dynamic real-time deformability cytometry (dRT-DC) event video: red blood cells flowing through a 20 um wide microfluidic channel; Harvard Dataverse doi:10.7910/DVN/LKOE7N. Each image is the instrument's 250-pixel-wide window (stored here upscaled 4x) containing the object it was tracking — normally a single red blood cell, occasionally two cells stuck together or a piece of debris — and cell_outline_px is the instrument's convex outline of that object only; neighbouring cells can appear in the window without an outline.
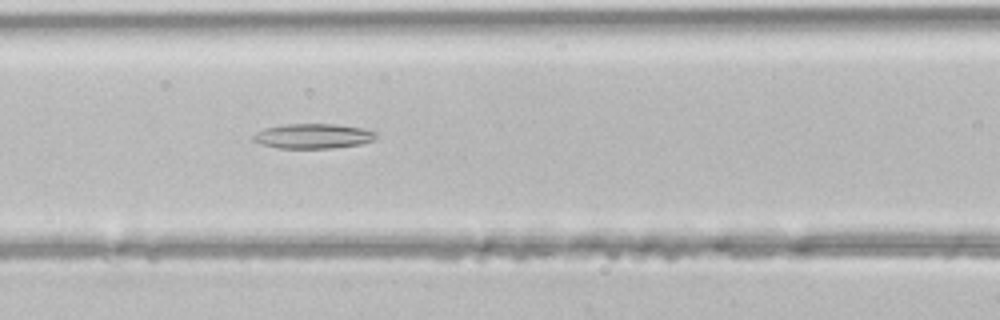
{"species": "common noctule bat (a hibernating species)", "species_latin": "Nyctalus noctula", "temperature_condition": "room temperature", "stored_images_in_passage": 35, "camera_frame_rate_fps": 3000, "um_per_image_px": 0.085, "animal": {"sex": "male", "body_mass_g": 21.5, "forearm_length_mm": 52.0}, "frame": {"image": 1, "passage_image": 8, "time_ms": 2.333, "image_size_px": [1000, 320], "cell_outline_px": [[376, 136], [372, 140], [360, 144], [332, 148], [280, 148], [260, 144], [252, 140], [252, 136], [264, 128], [284, 124], [336, 124], [364, 128], [376, 132]], "centroid_in_image_um": [26.6, 11.56], "position_along_channel_um": 140.0, "area_um2": 17.74}}
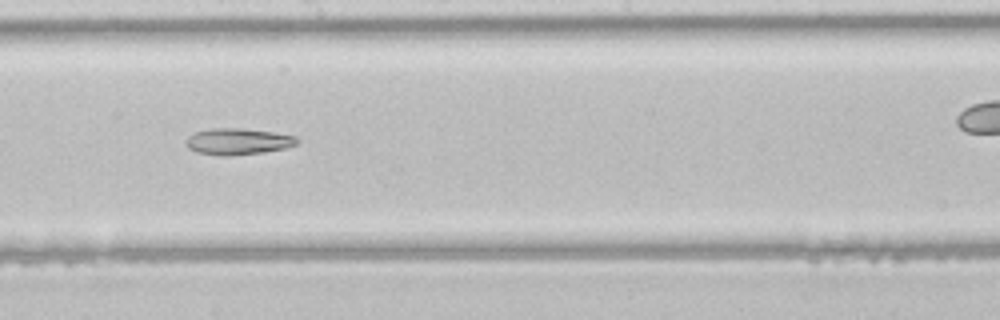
{"frame": {"image": 2, "passage_image": 14, "time_ms": 4.333, "image_size_px": [1000, 320], "cell_outline_px": [[300, 140], [296, 144], [284, 148], [260, 152], [228, 156], [220, 156], [196, 152], [188, 148], [184, 144], [184, 140], [188, 136], [196, 132], [212, 128], [244, 128], [272, 132], [296, 136]], "centroid_in_image_um": [20.17, 12.02], "position_along_channel_um": 228.0, "area_um2": 17.11}}
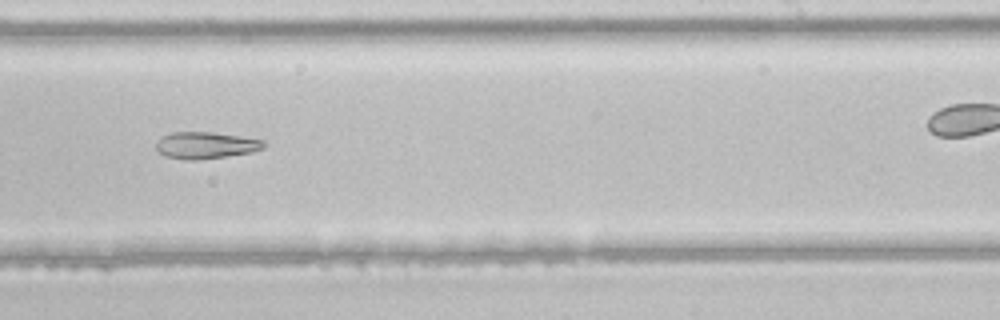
{"frame": {"image": 3, "passage_image": 17, "time_ms": 5.333, "image_size_px": [1000, 320], "cell_outline_px": [[264, 148], [252, 152], [228, 156], [200, 160], [188, 160], [168, 156], [160, 152], [156, 148], [156, 144], [164, 136], [172, 132], [212, 132], [264, 140]], "centroid_in_image_um": [17.52, 12.35], "position_along_channel_um": 271.5, "area_um2": 16.53}}